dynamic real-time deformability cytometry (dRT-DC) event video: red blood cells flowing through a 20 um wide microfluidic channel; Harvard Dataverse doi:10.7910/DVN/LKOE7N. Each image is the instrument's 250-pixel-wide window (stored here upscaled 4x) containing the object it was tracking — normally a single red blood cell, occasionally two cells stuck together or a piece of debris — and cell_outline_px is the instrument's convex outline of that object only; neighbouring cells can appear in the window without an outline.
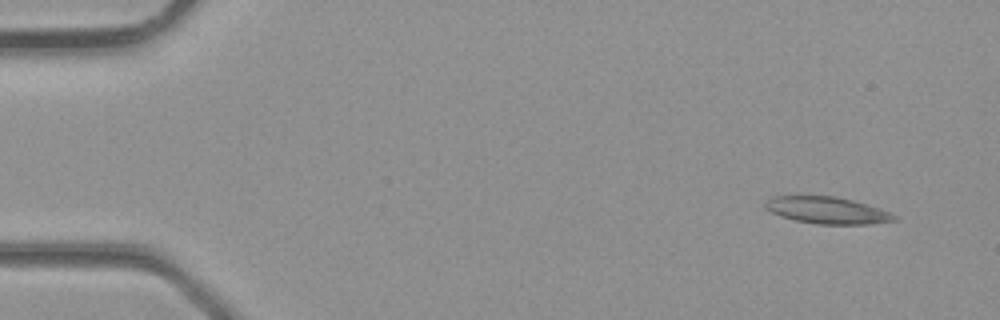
{"species": "common noctule bat (a hibernating species)", "species_latin": "Nyctalus noctula", "temperature_condition": "room temperature", "stored_images_in_passage": 5, "camera_frame_rate_fps": 3000, "um_per_image_px": 0.085, "animal": {"sex": "male", "body_mass_g": 23.1, "forearm_length_mm": 52.7}, "frame": {"image": 1, "passage_image": 1, "time_ms": 0.0, "image_size_px": [1000, 320], "cell_outline_px": [[896, 220], [872, 224], [816, 224], [796, 220], [780, 216], [764, 208], [764, 200], [772, 196], [832, 196], [852, 200], [880, 208], [896, 216]], "centroid_in_image_um": [70.26, 17.87], "position_along_channel_um": 14.7, "area_um2": 20.11}}